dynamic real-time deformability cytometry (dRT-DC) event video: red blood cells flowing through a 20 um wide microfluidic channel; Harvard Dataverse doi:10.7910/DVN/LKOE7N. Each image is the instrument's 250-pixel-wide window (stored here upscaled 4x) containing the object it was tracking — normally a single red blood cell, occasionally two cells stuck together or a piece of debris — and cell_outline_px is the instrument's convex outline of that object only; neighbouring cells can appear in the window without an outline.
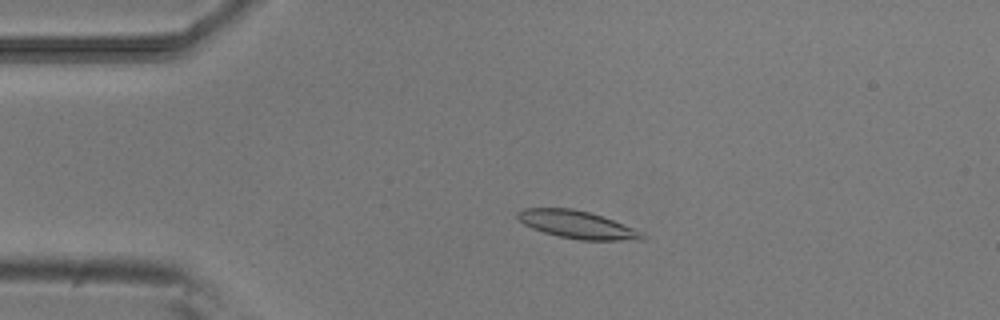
{"species": "common noctule bat (a hibernating species)", "species_latin": "Nyctalus noctula", "temperature_condition": "room temperature", "stored_images_in_passage": 52, "camera_frame_rate_fps": 3000, "um_per_image_px": 0.085, "animal": {"sex": "male", "body_mass_g": 20.5, "forearm_length_mm": 52.5}, "frame": {"image": 1, "passage_image": 11, "time_ms": 3.333, "image_size_px": [1000, 320], "cell_outline_px": [[648, 236], [644, 240], [580, 240], [560, 236], [544, 232], [532, 228], [524, 224], [516, 216], [516, 212], [524, 208], [572, 208], [588, 212], [612, 220], [644, 232]], "centroid_in_image_um": [49.08, 19.1], "position_along_channel_um": 35.9, "area_um2": 20.0}}
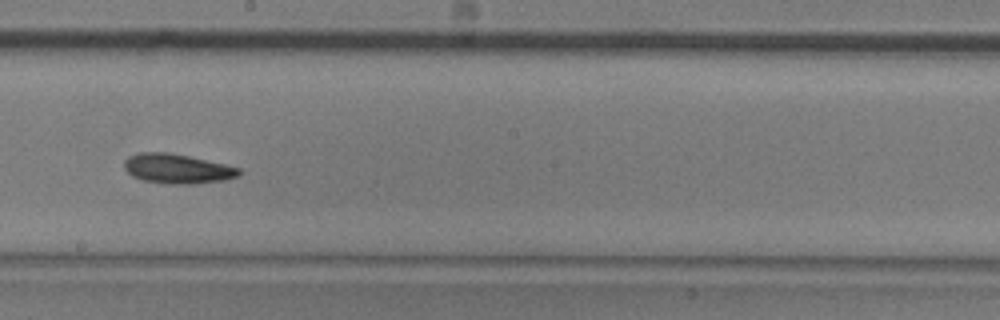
{"frame": {"image": 2, "passage_image": 29, "time_ms": 9.333, "image_size_px": [1000, 320], "cell_outline_px": [[240, 176], [224, 180], [192, 184], [168, 184], [144, 180], [132, 176], [124, 168], [124, 160], [128, 156], [136, 152], [168, 152], [188, 156], [224, 164], [240, 168]], "centroid_in_image_um": [15.04, 14.33], "position_along_channel_um": 233.2, "area_um2": 19.83}}
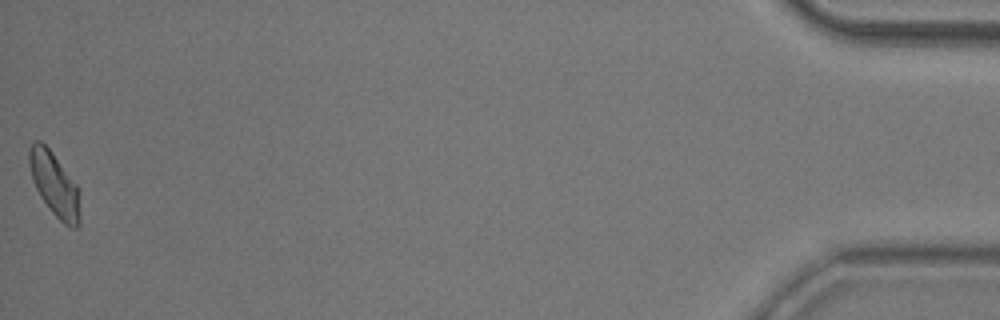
{"frame": {"image": 3, "passage_image": 52, "time_ms": 17.0, "image_size_px": [1000, 320], "cell_outline_px": [[80, 224], [76, 228], [72, 228], [64, 224], [52, 212], [40, 196], [32, 180], [28, 160], [28, 148], [32, 140], [40, 140], [52, 152], [76, 184], [80, 192]], "centroid_in_image_um": [4.63, 15.67], "position_along_channel_um": 430.6, "area_um2": 19.07}, "authors_computed_cell_mechanics": {"area_um2": 19.1896, "velocity_mm_per_s": 3.8624, "shape_relaxation_time_tau1_ms": 6.0202, "shape_relaxation_time_tau2_ms": 6.3605, "deformation_change_tau1": 0.1379, "deformation_change_tau2": 0.1492}}